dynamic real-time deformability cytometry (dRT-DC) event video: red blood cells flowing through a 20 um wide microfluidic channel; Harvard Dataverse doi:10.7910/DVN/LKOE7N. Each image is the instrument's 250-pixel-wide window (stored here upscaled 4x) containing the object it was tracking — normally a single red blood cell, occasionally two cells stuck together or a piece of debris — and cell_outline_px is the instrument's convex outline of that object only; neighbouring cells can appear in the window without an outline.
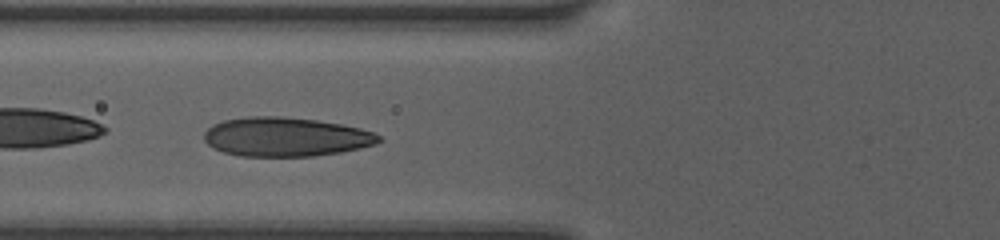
{"species": "human", "species_latin": "Homo sapiens", "temperature_condition": "room temperature", "stored_images_in_passage": 29, "camera_frame_rate_fps": 3000, "um_per_image_px": 0.085, "donor": {"sex": "female"}, "frame": {"image": 1, "passage_image": 5, "time_ms": 1.333, "image_size_px": [1000, 240], "cell_outline_px": [[384, 140], [376, 144], [360, 148], [340, 152], [312, 156], [240, 156], [224, 152], [212, 148], [204, 140], [204, 132], [212, 124], [224, 120], [248, 116], [280, 116], [316, 120], [340, 124], [360, 128], [372, 132], [380, 136]], "centroid_in_image_um": [24.27, 11.63], "position_along_channel_um": 101.5, "area_um2": 39.88}}
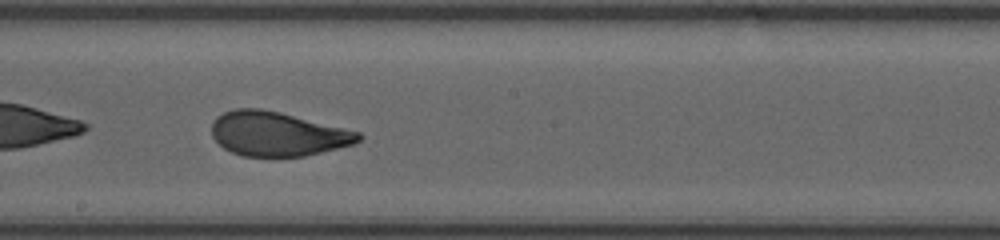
{"frame": {"image": 2, "passage_image": 13, "time_ms": 4.333, "image_size_px": [1000, 240], "cell_outline_px": [[364, 136], [360, 140], [352, 144], [304, 156], [244, 156], [232, 152], [224, 148], [212, 136], [212, 124], [216, 116], [224, 112], [236, 108], [260, 108], [280, 112], [360, 132]], "centroid_in_image_um": [23.56, 11.37], "position_along_channel_um": 224.6, "area_um2": 37.57}}
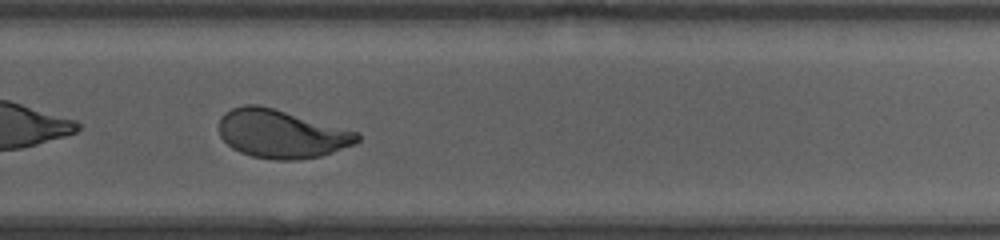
{"frame": {"image": 3, "passage_image": 17, "time_ms": 6.333, "image_size_px": [1000, 240], "cell_outline_px": [[360, 140], [352, 144], [332, 152], [320, 156], [296, 160], [276, 160], [252, 156], [240, 152], [232, 148], [220, 136], [220, 116], [224, 112], [232, 108], [244, 104], [256, 104], [272, 108], [360, 132]], "centroid_in_image_um": [23.9, 11.37], "position_along_channel_um": 305.9, "area_um2": 38.78}, "authors_computed_cell_mechanics": {"area_um2": 38.7838, "velocity_mm_per_s": 4.0871, "shape_relaxation_time_tau1_ms": 3.606, "shape_relaxation_time_tau2_ms": null, "deformation_change_tau1": 0.1681, "deformation_change_tau2": null}}